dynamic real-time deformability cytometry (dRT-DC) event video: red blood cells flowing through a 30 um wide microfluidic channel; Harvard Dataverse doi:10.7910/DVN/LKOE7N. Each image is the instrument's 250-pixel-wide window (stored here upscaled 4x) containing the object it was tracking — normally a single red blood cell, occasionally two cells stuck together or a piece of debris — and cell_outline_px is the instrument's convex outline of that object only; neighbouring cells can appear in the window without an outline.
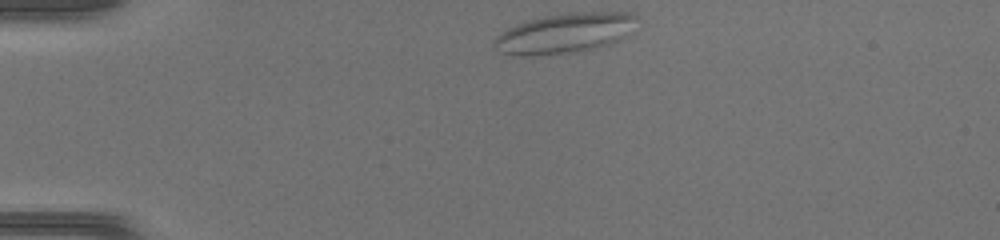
{"species": "common noctule bat (a hibernating species)", "species_latin": "Nyctalus noctula", "temperature_condition": "warm", "stored_images_in_passage": 37, "camera_frame_rate_fps": 3000, "um_per_image_px": 0.085, "animal": {"sex": "female", "body_mass_g": 17.0, "forearm_length_mm": 48.0}, "frame": {"image": 1, "passage_image": 1, "time_ms": 0.0, "image_size_px": [1000, 240], "cell_outline_px": [[636, 16], [620, 36], [616, 40], [608, 44], [576, 52], [504, 52], [496, 48], [492, 44], [496, 36], [508, 28], [528, 20], [544, 16], [576, 12], [628, 12]], "centroid_in_image_um": [47.96, 2.76], "position_along_channel_um": 37.0, "area_um2": 30.87}}
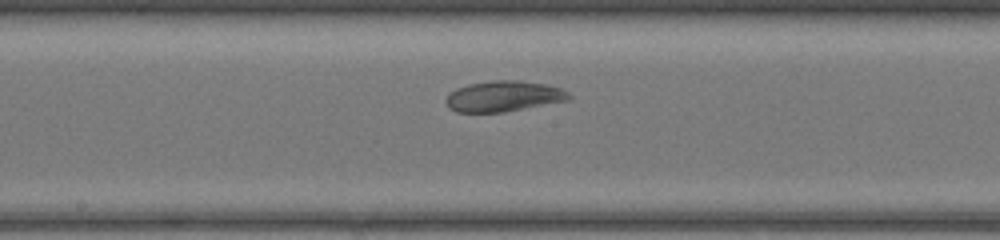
{"frame": {"image": 2, "passage_image": 16, "time_ms": 5.0, "image_size_px": [1000, 240], "cell_outline_px": [[572, 96], [568, 100], [504, 112], [456, 112], [448, 108], [448, 92], [456, 88], [468, 84], [492, 80], [516, 80], [544, 84], [560, 88], [568, 92]], "centroid_in_image_um": [42.79, 8.18], "position_along_channel_um": 205.4, "area_um2": 21.85}}
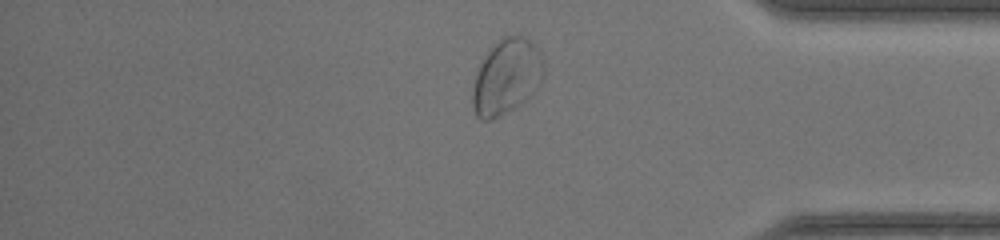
{"frame": {"image": 3, "passage_image": 30, "time_ms": 9.667, "image_size_px": [1000, 240], "cell_outline_px": [[544, 76], [540, 84], [524, 100], [512, 108], [488, 120], [480, 120], [476, 116], [472, 108], [472, 88], [476, 72], [484, 56], [500, 36], [524, 36], [540, 52], [544, 64]], "centroid_in_image_um": [43.03, 6.5], "position_along_channel_um": 392.2, "area_um2": 30.98}}